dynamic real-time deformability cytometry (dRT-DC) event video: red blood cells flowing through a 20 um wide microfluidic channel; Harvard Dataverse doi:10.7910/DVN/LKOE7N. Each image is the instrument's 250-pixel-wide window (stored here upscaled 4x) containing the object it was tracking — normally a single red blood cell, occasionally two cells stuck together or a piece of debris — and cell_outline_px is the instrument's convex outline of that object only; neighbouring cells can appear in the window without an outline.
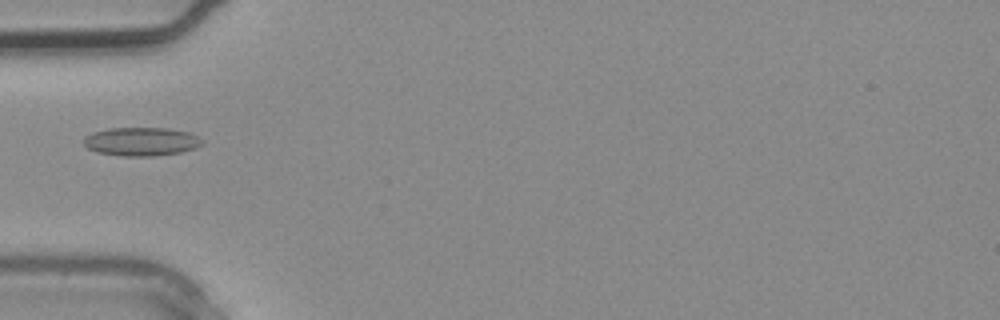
{"species": "common noctule bat (a hibernating species)", "species_latin": "Nyctalus noctula", "temperature_condition": "warm", "stored_images_in_passage": 3, "camera_frame_rate_fps": 3000, "um_per_image_px": 0.085, "animal": {"sex": "male", "body_mass_g": 20.4}, "frame": {"image": 1, "passage_image": 3, "time_ms": 0.667, "image_size_px": [1000, 320], "cell_outline_px": [[204, 144], [196, 148], [180, 152], [156, 156], [120, 156], [96, 152], [88, 148], [84, 144], [84, 136], [92, 132], [108, 128], [168, 128], [188, 132], [204, 140]], "centroid_in_image_um": [12.01, 12.03], "position_along_channel_um": 73.0, "area_um2": 19.88}}